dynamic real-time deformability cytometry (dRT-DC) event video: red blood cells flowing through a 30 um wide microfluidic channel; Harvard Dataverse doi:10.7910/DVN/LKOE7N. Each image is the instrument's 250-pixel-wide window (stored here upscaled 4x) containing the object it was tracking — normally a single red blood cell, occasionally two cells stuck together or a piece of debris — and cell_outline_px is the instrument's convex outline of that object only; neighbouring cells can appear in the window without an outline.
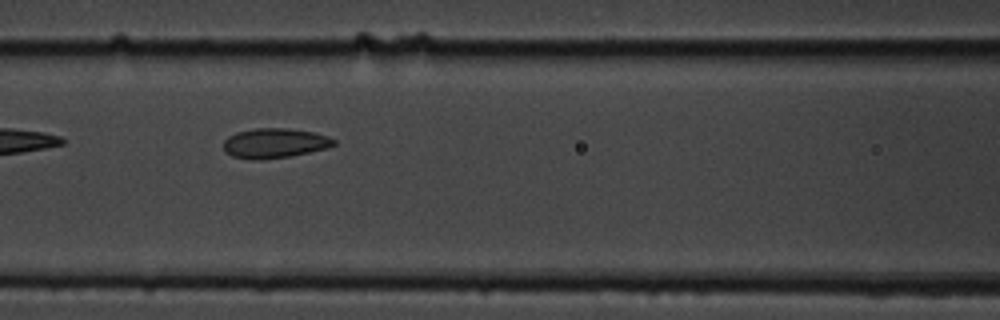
{"species": "common noctule bat (a hibernating species)", "species_latin": "Nyctalus noctula", "temperature_condition": "cold", "stored_images_in_passage": 8, "camera_frame_rate_fps": 3000, "um_per_image_px": 0.085, "animal": {"sex": "male", "body_mass_g": 19.5, "forearm_length_mm": 54.6}, "frame": {"image": 1, "passage_image": 7, "time_ms": 7.667, "image_size_px": [1000, 320], "cell_outline_px": [[336, 144], [324, 148], [308, 152], [288, 156], [256, 160], [252, 160], [232, 156], [224, 152], [224, 140], [228, 136], [236, 132], [256, 128], [288, 128], [312, 132], [328, 136], [336, 140]], "centroid_in_image_um": [23.3, 12.16], "position_along_channel_um": 143.3, "area_um2": 19.02}}